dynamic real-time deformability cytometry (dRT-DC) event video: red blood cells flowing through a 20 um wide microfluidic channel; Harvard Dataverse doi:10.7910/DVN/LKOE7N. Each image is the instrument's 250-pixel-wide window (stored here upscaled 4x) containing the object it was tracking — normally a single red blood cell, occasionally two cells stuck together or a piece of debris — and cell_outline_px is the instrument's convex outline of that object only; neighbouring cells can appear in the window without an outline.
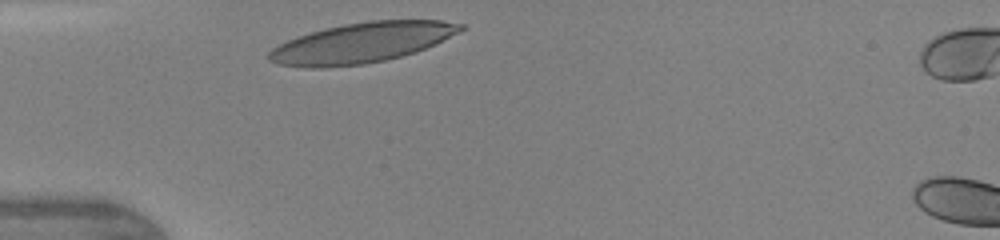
{"species": "human", "species_latin": "Homo sapiens", "temperature_condition": "warm", "stored_images_in_passage": 26, "camera_frame_rate_fps": 3000, "um_per_image_px": 0.085, "donor": {"sex": "female"}, "frame": {"image": 1, "passage_image": 1, "time_ms": 0.0, "image_size_px": [1000, 240], "cell_outline_px": [[468, 28], [460, 32], [416, 52], [384, 60], [364, 64], [324, 68], [304, 68], [276, 64], [268, 60], [268, 52], [272, 48], [296, 36], [324, 28], [344, 24], [372, 20], [440, 20], [464, 24]], "centroid_in_image_um": [30.73, 3.64], "position_along_channel_um": 54.3, "area_um2": 45.03}, "authors_computed_cell_mechanics": {"area_um2": 43.0032, "velocity_mm_per_s": 4.3242, "shape_relaxation_time_tau1_ms": 2.6439, "shape_relaxation_time_tau2_ms": 0.6104, "deformation_change_tau1": 0.1577, "deformation_change_tau2": 0.0688}}